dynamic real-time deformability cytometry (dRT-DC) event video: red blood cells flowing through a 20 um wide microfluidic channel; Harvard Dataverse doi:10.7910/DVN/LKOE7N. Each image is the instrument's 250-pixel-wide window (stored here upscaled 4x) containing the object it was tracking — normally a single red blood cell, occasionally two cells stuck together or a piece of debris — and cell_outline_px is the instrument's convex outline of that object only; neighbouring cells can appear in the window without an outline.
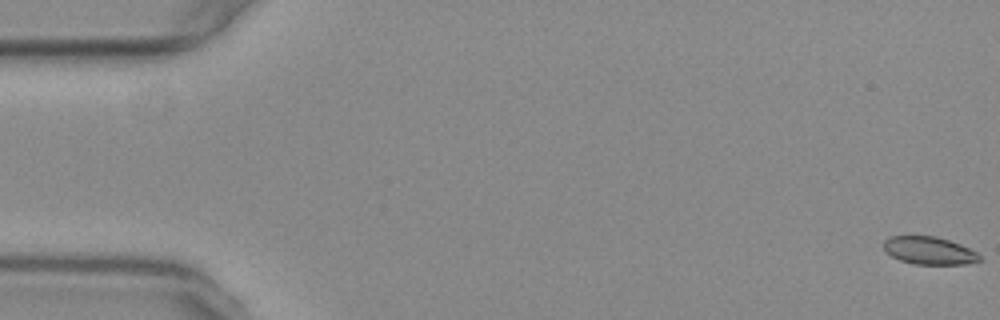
{"species": "common noctule bat (a hibernating species)", "species_latin": "Nyctalus noctula", "temperature_condition": "warm", "stored_images_in_passage": 16, "camera_frame_rate_fps": 3000, "um_per_image_px": 0.085, "animal": {"sex": "female", "body_mass_g": 29.2, "forearm_length_mm": 56.3}, "frame": {"image": 1, "passage_image": 1, "time_ms": 0.0, "image_size_px": [1000, 320], "cell_outline_px": [[980, 260], [968, 264], [912, 264], [900, 260], [892, 256], [884, 248], [884, 240], [888, 236], [936, 236], [960, 244], [976, 252], [980, 256]], "centroid_in_image_um": [78.97, 21.3], "position_along_channel_um": 6.0, "area_um2": 15.37}}